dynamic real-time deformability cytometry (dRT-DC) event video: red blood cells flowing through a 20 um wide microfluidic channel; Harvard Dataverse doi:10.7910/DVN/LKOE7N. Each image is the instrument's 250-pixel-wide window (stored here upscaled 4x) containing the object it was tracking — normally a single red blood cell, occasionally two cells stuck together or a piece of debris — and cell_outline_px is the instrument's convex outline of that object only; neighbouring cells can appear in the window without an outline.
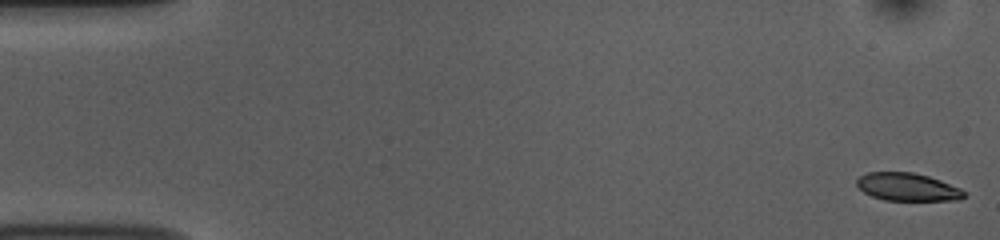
{"species": "common noctule bat (a hibernating species)", "species_latin": "Nyctalus noctula", "temperature_condition": "room temperature", "stored_images_in_passage": 53, "camera_frame_rate_fps": 3000, "um_per_image_px": 0.085, "animal": {"sex": "female", "body_mass_g": 10.0, "forearm_length_mm": 53.1}, "frame": {"image": 1, "passage_image": 1, "time_ms": 0.0, "image_size_px": [1000, 240], "cell_outline_px": [[964, 196], [960, 200], [884, 200], [872, 196], [864, 192], [856, 184], [856, 180], [860, 176], [868, 172], [912, 172], [928, 176], [940, 180], [960, 188], [964, 192]], "centroid_in_image_um": [77.12, 15.89], "position_along_channel_um": 7.9, "area_um2": 17.28}}
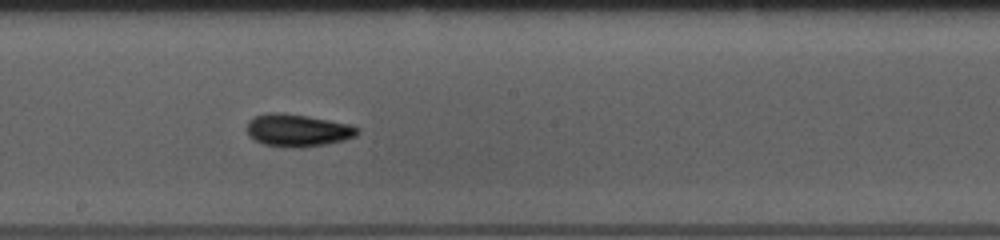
{"frame": {"image": 2, "passage_image": 29, "time_ms": 9.333, "image_size_px": [1000, 240], "cell_outline_px": [[360, 132], [356, 136], [344, 140], [324, 144], [300, 148], [296, 148], [264, 144], [248, 136], [248, 120], [256, 116], [268, 112], [284, 112], [308, 116], [348, 124], [360, 128]], "centroid_in_image_um": [25.31, 11.07], "position_along_channel_um": 222.9, "area_um2": 20.87}}
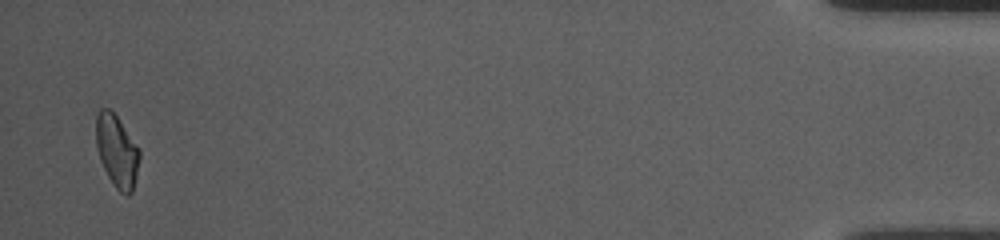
{"frame": {"image": 3, "passage_image": 52, "time_ms": 17.0, "image_size_px": [1000, 240], "cell_outline_px": [[140, 156], [136, 176], [132, 192], [128, 196], [124, 196], [116, 188], [108, 176], [100, 160], [96, 144], [96, 116], [100, 108], [108, 108], [116, 116], [140, 148]], "centroid_in_image_um": [9.94, 12.85], "position_along_channel_um": 425.3, "area_um2": 18.26}, "authors_computed_cell_mechanics": {"area_um2": 19.0162, "velocity_mm_per_s": 3.7555, "shape_relaxation_time_tau1_ms": 4.2899, "shape_relaxation_time_tau2_ms": 3.6221, "deformation_change_tau1": 0.1549, "deformation_change_tau2": 0.1045}}